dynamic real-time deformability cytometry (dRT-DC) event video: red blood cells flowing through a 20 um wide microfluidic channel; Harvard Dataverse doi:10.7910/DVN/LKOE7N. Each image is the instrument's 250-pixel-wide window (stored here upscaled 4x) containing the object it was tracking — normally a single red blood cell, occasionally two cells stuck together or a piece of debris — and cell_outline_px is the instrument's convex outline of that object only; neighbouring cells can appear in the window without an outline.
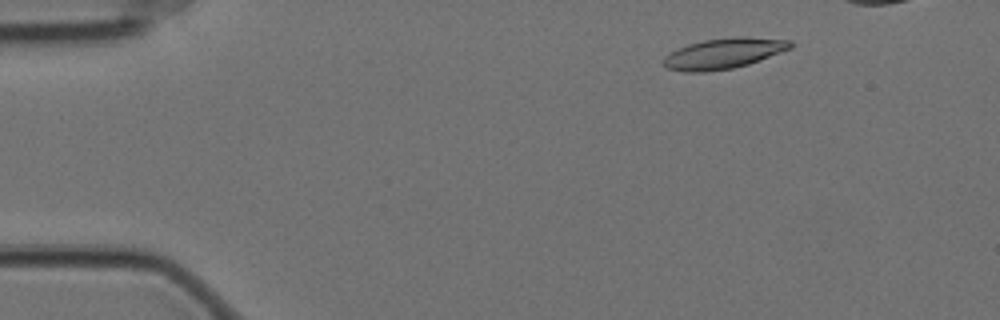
{"species": "Egyptian fruit bat (a non-hibernating species)", "species_latin": "Rousettus aegyptiacus", "temperature_condition": "cold", "stored_images_in_passage": 17, "camera_frame_rate_fps": 3000, "um_per_image_px": 0.085, "animal": {"sex": "female"}, "frame": {"image": 1, "passage_image": 7, "time_ms": 2.0, "image_size_px": [1000, 320], "cell_outline_px": [[792, 48], [748, 64], [732, 68], [704, 72], [684, 72], [668, 68], [664, 64], [664, 56], [676, 48], [688, 44], [704, 40], [740, 36], [792, 40]], "centroid_in_image_um": [61.5, 4.53], "position_along_channel_um": 23.5, "area_um2": 22.48}}